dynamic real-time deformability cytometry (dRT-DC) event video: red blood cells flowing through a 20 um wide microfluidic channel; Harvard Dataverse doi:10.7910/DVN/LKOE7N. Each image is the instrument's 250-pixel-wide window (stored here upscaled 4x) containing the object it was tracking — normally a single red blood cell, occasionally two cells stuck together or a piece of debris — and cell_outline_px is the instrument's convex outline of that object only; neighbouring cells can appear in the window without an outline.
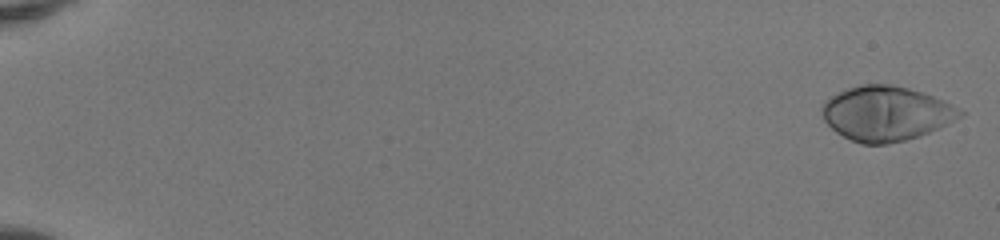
{"species": "human", "species_latin": "Homo sapiens", "temperature_condition": "room temperature", "stored_images_in_passage": 51, "camera_frame_rate_fps": 3000, "um_per_image_px": 0.085, "donor": {"sex": "female"}, "frame": {"image": 1, "passage_image": 1, "time_ms": 0.0, "image_size_px": [1000, 240], "cell_outline_px": [[964, 112], [960, 116], [920, 136], [888, 144], [860, 144], [836, 132], [824, 120], [820, 108], [824, 100], [848, 88], [860, 84], [892, 84], [908, 88], [932, 96], [952, 104], [960, 108]], "centroid_in_image_um": [75.26, 9.64], "position_along_channel_um": 9.7, "area_um2": 43.52}}
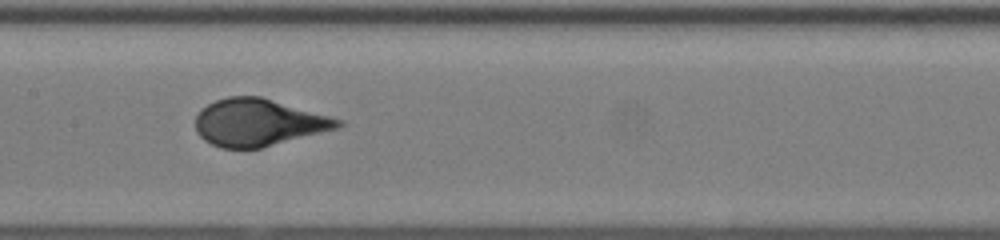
{"frame": {"image": 2, "passage_image": 28, "time_ms": 9.0, "image_size_px": [1000, 240], "cell_outline_px": [[344, 124], [340, 128], [260, 148], [220, 148], [204, 140], [196, 132], [196, 116], [200, 108], [216, 100], [228, 96], [260, 96], [344, 120]], "centroid_in_image_um": [21.97, 10.41], "position_along_channel_um": 185.4, "area_um2": 39.19}}
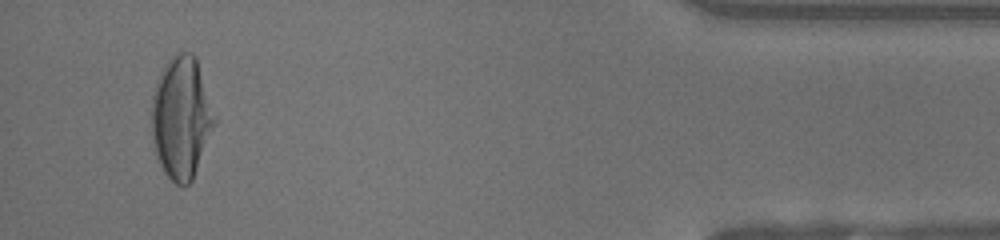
{"frame": {"image": 3, "passage_image": 49, "time_ms": 16.0, "image_size_px": [1000, 240], "cell_outline_px": [[216, 124], [192, 180], [184, 188], [176, 184], [164, 172], [156, 156], [152, 140], [152, 96], [156, 80], [160, 72], [168, 60], [172, 56], [180, 52], [192, 52], [196, 56], [216, 116]], "centroid_in_image_um": [15.42, 10.0], "position_along_channel_um": 419.8, "area_um2": 45.08}, "authors_computed_cell_mechanics": {"area_um2": 40.6334, "velocity_mm_per_s": 4.1328, "shape_relaxation_time_tau1_ms": 3.9041, "shape_relaxation_time_tau2_ms": null, "deformation_change_tau1": 0.2383, "deformation_change_tau2": null}}